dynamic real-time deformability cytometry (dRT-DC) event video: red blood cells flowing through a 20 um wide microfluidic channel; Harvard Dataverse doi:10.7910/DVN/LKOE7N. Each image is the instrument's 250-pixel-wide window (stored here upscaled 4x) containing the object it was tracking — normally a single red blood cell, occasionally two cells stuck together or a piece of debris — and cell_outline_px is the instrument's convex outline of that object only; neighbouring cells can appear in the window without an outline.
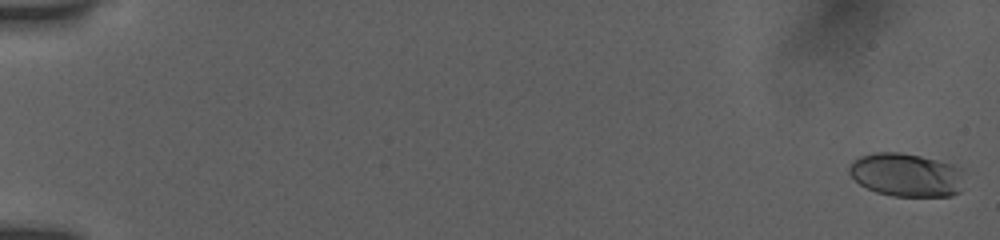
{"species": "human", "species_latin": "Homo sapiens", "temperature_condition": "room temperature", "stored_images_in_passage": 56, "camera_frame_rate_fps": 3000, "um_per_image_px": 0.085, "donor": {"sex": "female"}, "frame": {"image": 1, "passage_image": 2, "time_ms": 0.333, "image_size_px": [1000, 240], "cell_outline_px": [[964, 188], [960, 192], [952, 196], [892, 196], [876, 192], [860, 184], [848, 172], [848, 168], [852, 160], [860, 156], [876, 152], [900, 152], [920, 156], [952, 164], [964, 168]], "centroid_in_image_um": [77.09, 14.87], "position_along_channel_um": 7.9, "area_um2": 29.59}}
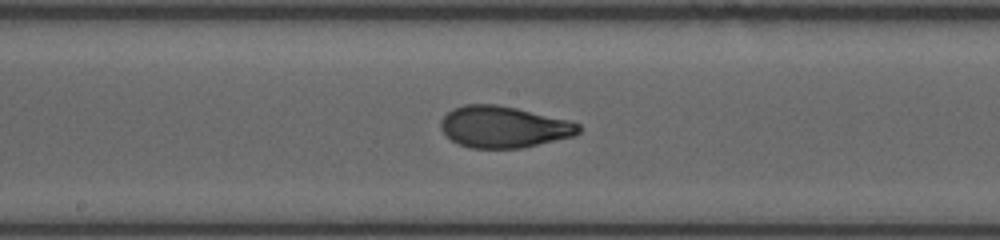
{"frame": {"image": 2, "passage_image": 32, "time_ms": 10.333, "image_size_px": [1000, 240], "cell_outline_px": [[580, 132], [576, 136], [524, 148], [472, 148], [460, 144], [444, 136], [440, 128], [440, 120], [452, 108], [464, 104], [496, 104], [516, 108], [572, 120], [580, 124]], "centroid_in_image_um": [42.83, 10.79], "position_along_channel_um": 205.4, "area_um2": 33.87}}
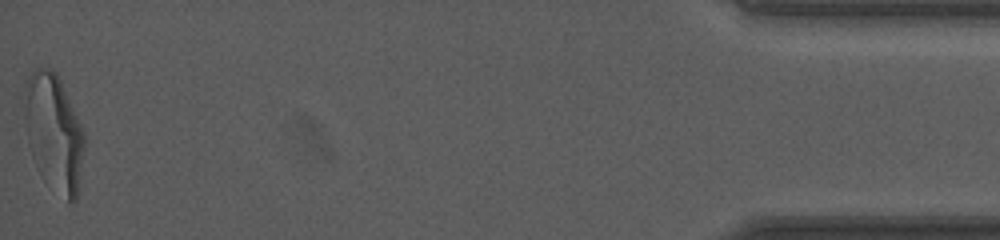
{"frame": {"image": 3, "passage_image": 56, "time_ms": 18.333, "image_size_px": [1000, 240], "cell_outline_px": [[84, 148], [76, 200], [72, 204], [68, 200], [28, 144], [20, 100], [20, 96], [24, 84], [28, 76], [36, 68], [48, 68], [56, 72], [60, 80], [84, 132]], "centroid_in_image_um": [4.54, 10.99], "position_along_channel_um": 430.7, "area_um2": 38.9}, "authors_computed_cell_mechanics": {"area_um2": 32.5125, "velocity_mm_per_s": 3.8829, "shape_relaxation_time_tau1_ms": 4.4771, "shape_relaxation_time_tau2_ms": 0.9433, "deformation_change_tau1": 0.1813, "deformation_change_tau2": 0.0714}}